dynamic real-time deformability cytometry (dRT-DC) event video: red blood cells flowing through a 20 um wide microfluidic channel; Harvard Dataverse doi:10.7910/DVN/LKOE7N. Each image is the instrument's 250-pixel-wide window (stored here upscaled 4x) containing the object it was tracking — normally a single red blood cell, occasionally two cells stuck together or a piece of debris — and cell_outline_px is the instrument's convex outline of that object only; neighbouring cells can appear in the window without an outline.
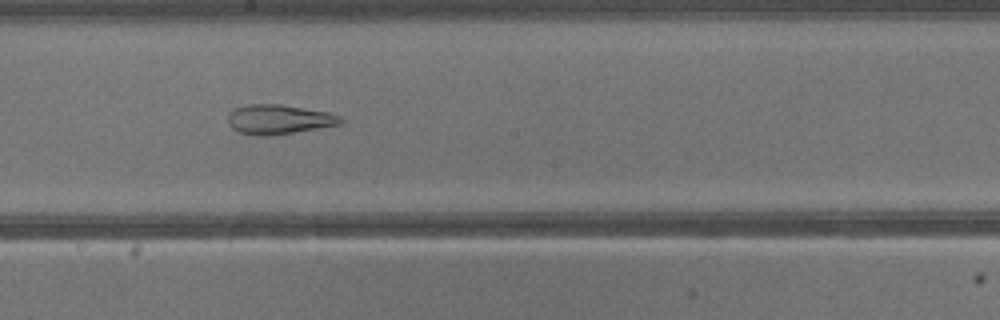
{"species": "common noctule bat (a hibernating species)", "species_latin": "Nyctalus noctula", "temperature_condition": "warm", "stored_images_in_passage": 41, "camera_frame_rate_fps": 3000, "um_per_image_px": 0.085, "animal": {"sex": "male", "body_mass_g": 13.3}, "frame": {"image": 1, "passage_image": 23, "time_ms": 7.333, "image_size_px": [1000, 320], "cell_outline_px": [[344, 120], [340, 124], [272, 136], [256, 136], [240, 132], [232, 128], [228, 124], [228, 112], [236, 108], [248, 104], [284, 104], [328, 112], [340, 116]], "centroid_in_image_um": [23.68, 10.14], "position_along_channel_um": 224.5, "area_um2": 19.54}}
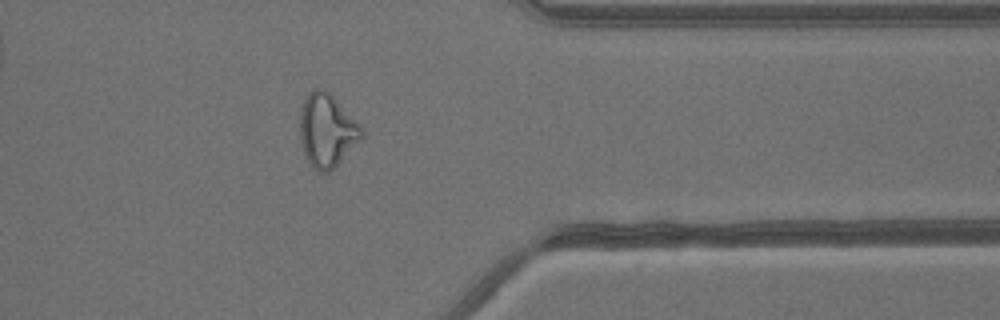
{"frame": {"image": 2, "passage_image": 33, "time_ms": 10.667, "image_size_px": [1000, 320], "cell_outline_px": [[364, 136], [328, 172], [320, 172], [308, 160], [304, 152], [300, 136], [300, 108], [304, 96], [312, 88], [324, 88], [364, 128]], "centroid_in_image_um": [27.77, 11.02], "position_along_channel_um": 383.6, "area_um2": 25.95}}
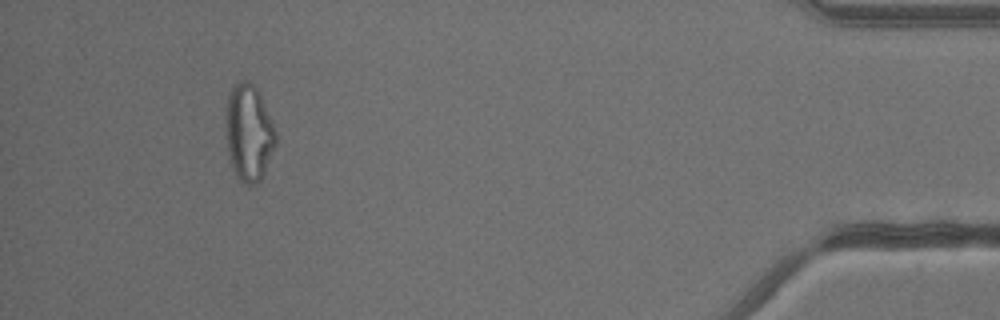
{"frame": {"image": 3, "passage_image": 38, "time_ms": 12.333, "image_size_px": [1000, 320], "cell_outline_px": [[276, 144], [264, 172], [260, 180], [256, 184], [244, 184], [236, 176], [228, 152], [228, 96], [232, 84], [240, 80], [248, 80], [256, 88], [260, 96], [276, 132]], "centroid_in_image_um": [21.17, 11.28], "position_along_channel_um": 414.0, "area_um2": 27.22}}